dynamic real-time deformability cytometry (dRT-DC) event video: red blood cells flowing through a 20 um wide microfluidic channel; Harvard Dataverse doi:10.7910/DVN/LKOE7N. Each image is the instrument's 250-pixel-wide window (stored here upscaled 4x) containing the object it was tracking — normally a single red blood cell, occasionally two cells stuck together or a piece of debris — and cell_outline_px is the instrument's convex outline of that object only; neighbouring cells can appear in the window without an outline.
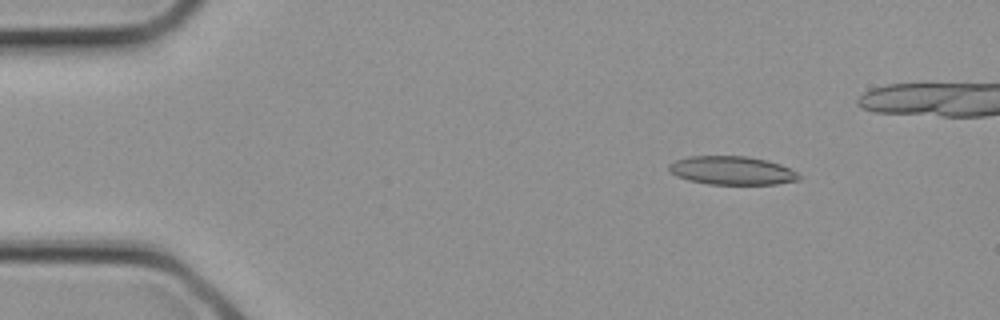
{"species": "common noctule bat (a hibernating species)", "species_latin": "Nyctalus noctula", "temperature_condition": "cold", "stored_images_in_passage": 4, "camera_frame_rate_fps": 3000, "um_per_image_px": 0.085, "animal": {"sex": "female", "body_mass_g": 21.9}, "frame": {"image": 1, "passage_image": 2, "time_ms": 0.333, "image_size_px": [1000, 320], "cell_outline_px": [[800, 180], [776, 184], [708, 184], [688, 180], [676, 176], [668, 168], [668, 164], [676, 160], [688, 156], [748, 156], [768, 160], [780, 164], [796, 172], [800, 176]], "centroid_in_image_um": [62.21, 14.49], "position_along_channel_um": 22.8, "area_um2": 21.62}}